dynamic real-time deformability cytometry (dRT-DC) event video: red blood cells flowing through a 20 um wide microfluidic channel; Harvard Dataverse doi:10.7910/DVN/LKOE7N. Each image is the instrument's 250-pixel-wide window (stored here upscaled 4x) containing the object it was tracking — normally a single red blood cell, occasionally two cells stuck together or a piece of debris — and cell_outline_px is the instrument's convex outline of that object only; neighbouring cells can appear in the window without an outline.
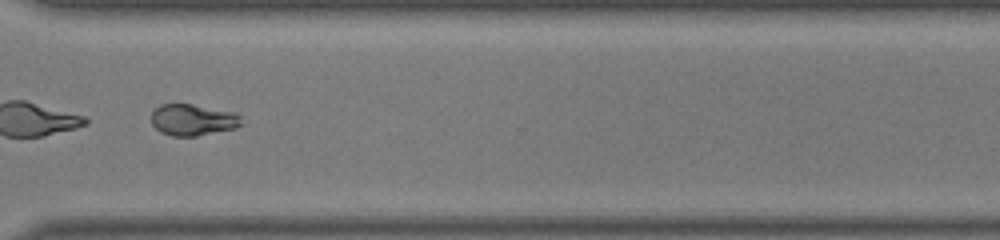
{"species": "common noctule bat (a hibernating species)", "species_latin": "Nyctalus noctula", "temperature_condition": "warm", "stored_images_in_passage": 33, "camera_frame_rate_fps": 3000, "um_per_image_px": 0.085, "animal": {"sex": "male", "body_mass_g": 19.0, "forearm_length_mm": 50.8}, "frame": {"image": 1, "passage_image": 24, "time_ms": 7.667, "image_size_px": [1000, 240], "cell_outline_px": [[244, 124], [236, 128], [196, 136], [172, 136], [160, 132], [152, 124], [152, 112], [160, 104], [192, 104], [236, 112], [240, 116]], "centroid_in_image_um": [16.43, 10.19], "position_along_channel_um": 354.2, "area_um2": 16.65}}